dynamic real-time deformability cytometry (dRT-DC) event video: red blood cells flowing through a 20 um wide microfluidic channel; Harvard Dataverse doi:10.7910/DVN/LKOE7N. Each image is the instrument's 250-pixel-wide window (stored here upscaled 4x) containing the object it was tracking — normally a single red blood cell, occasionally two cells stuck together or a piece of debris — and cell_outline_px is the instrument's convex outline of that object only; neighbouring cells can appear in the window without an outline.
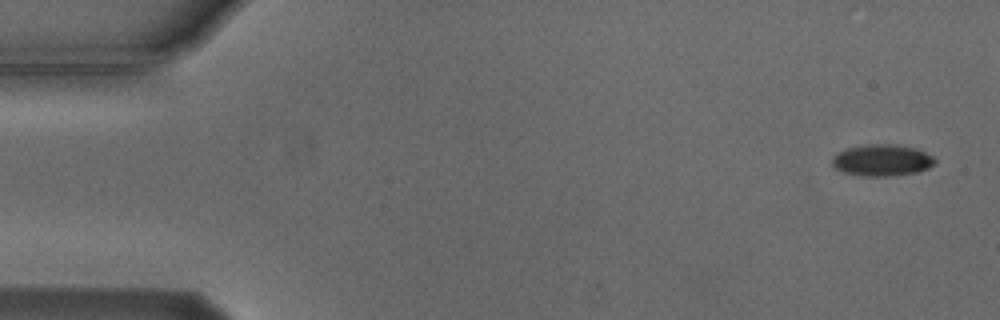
{"species": "Egyptian fruit bat (a non-hibernating species)", "species_latin": "Rousettus aegyptiacus", "temperature_condition": "cold", "stored_images_in_passage": 4, "camera_frame_rate_fps": 3000, "um_per_image_px": 0.085, "animal": {"sex": "male"}, "frame": {"image": 1, "passage_image": 1, "time_ms": 0.0, "image_size_px": [1000, 320], "cell_outline_px": [[936, 160], [928, 168], [916, 172], [888, 176], [864, 176], [844, 172], [832, 168], [832, 156], [848, 148], [868, 144], [888, 144], [916, 148], [932, 156]], "centroid_in_image_um": [74.93, 13.62], "position_along_channel_um": 10.1, "area_um2": 18.67}}
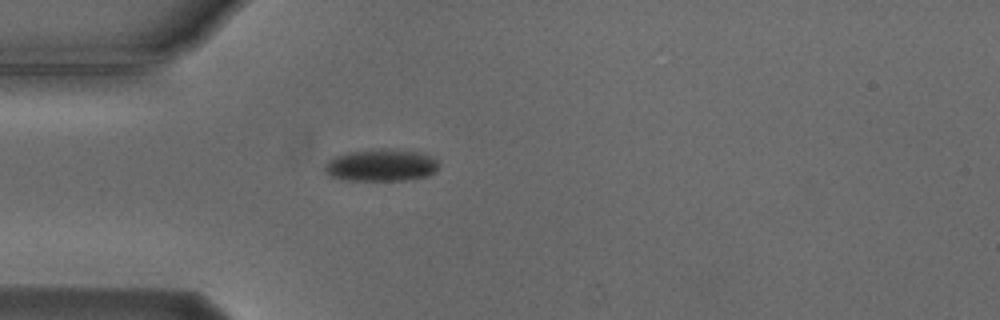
{"frame": {"image": 2, "passage_image": 4, "time_ms": 4.333, "image_size_px": [1000, 320], "cell_outline_px": [[440, 164], [428, 176], [412, 180], [344, 180], [332, 176], [324, 168], [324, 164], [328, 160], [336, 156], [348, 152], [380, 148], [388, 148], [416, 152], [428, 156], [436, 160]], "centroid_in_image_um": [32.38, 14.04], "position_along_channel_um": 52.6, "area_um2": 21.21}}